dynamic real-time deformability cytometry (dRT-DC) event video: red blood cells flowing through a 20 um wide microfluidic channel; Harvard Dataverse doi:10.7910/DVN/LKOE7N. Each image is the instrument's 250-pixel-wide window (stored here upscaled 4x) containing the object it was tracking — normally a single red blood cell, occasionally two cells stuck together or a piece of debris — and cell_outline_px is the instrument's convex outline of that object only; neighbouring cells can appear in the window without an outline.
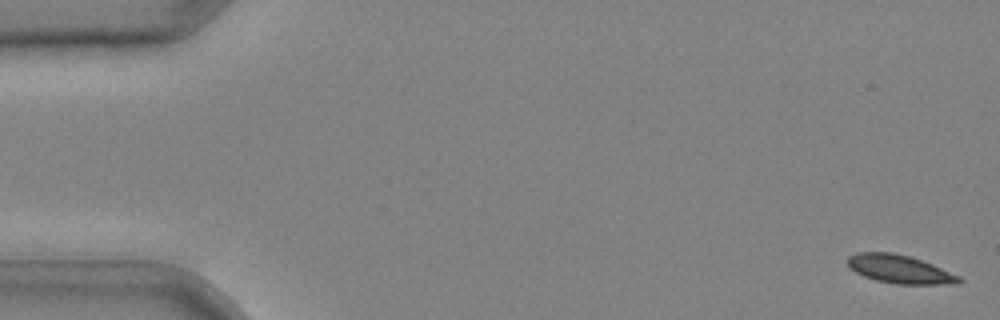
{"species": "common noctule bat (a hibernating species)", "species_latin": "Nyctalus noctula", "temperature_condition": "cold", "stored_images_in_passage": 42, "camera_frame_rate_fps": 3000, "um_per_image_px": 0.085, "animal": {"sex": "male", "body_mass_g": 20.4}, "frame": {"image": 1, "passage_image": 1, "time_ms": 0.0, "image_size_px": [1000, 320], "cell_outline_px": [[964, 280], [960, 284], [896, 284], [876, 280], [864, 276], [848, 268], [848, 256], [856, 252], [892, 252], [908, 256], [932, 264], [960, 276]], "centroid_in_image_um": [76.48, 22.88], "position_along_channel_um": 8.5, "area_um2": 18.44}}
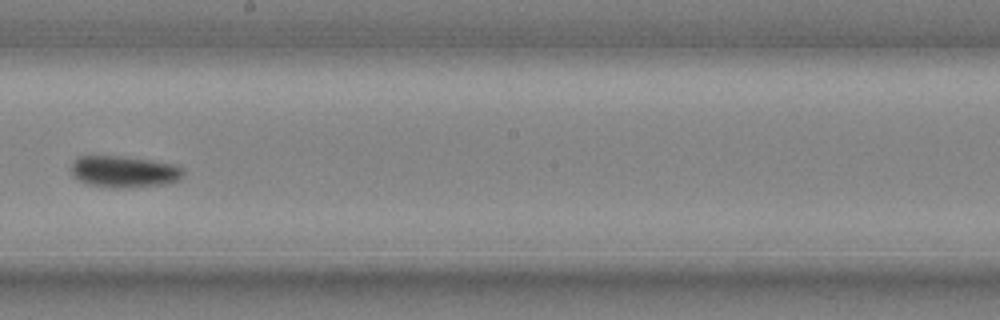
{"frame": {"image": 2, "passage_image": 25, "time_ms": 8.0, "image_size_px": [1000, 320], "cell_outline_px": [[184, 172], [180, 180], [168, 184], [128, 188], [108, 188], [88, 184], [72, 176], [72, 160], [76, 156], [124, 156], [152, 160], [176, 164], [184, 168]], "centroid_in_image_um": [10.58, 14.59], "position_along_channel_um": 237.6, "area_um2": 21.15}}
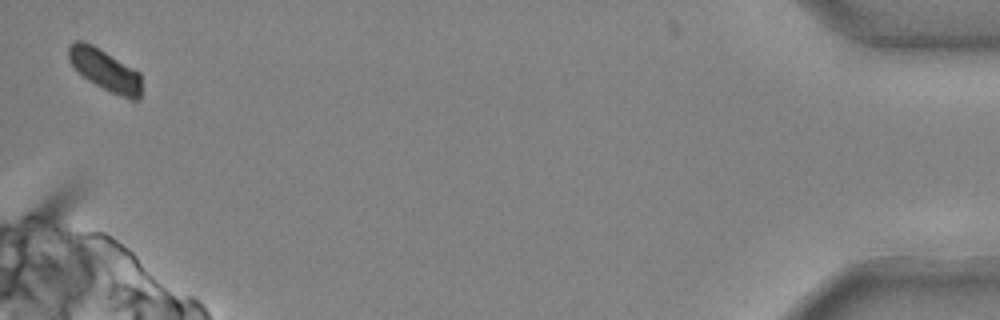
{"frame": {"image": 3, "passage_image": 42, "time_ms": 13.667, "image_size_px": [1000, 320], "cell_outline_px": [[140, 100], [128, 100], [88, 80], [68, 60], [68, 48], [76, 40], [84, 40], [92, 44], [140, 72]], "centroid_in_image_um": [8.94, 5.95], "position_along_channel_um": 426.3, "area_um2": 17.4}}